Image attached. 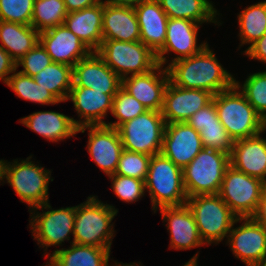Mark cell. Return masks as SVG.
<instances>
[{"mask_svg": "<svg viewBox=\"0 0 266 266\" xmlns=\"http://www.w3.org/2000/svg\"><path fill=\"white\" fill-rule=\"evenodd\" d=\"M167 71L175 86L205 90L213 96L235 84V77L218 62L208 44L195 55L172 62Z\"/></svg>", "mask_w": 266, "mask_h": 266, "instance_id": "cell-1", "label": "cell"}, {"mask_svg": "<svg viewBox=\"0 0 266 266\" xmlns=\"http://www.w3.org/2000/svg\"><path fill=\"white\" fill-rule=\"evenodd\" d=\"M117 213L114 206L101 202L94 195L88 196L85 202L75 206L72 243L111 248L115 234L112 220Z\"/></svg>", "mask_w": 266, "mask_h": 266, "instance_id": "cell-2", "label": "cell"}, {"mask_svg": "<svg viewBox=\"0 0 266 266\" xmlns=\"http://www.w3.org/2000/svg\"><path fill=\"white\" fill-rule=\"evenodd\" d=\"M218 118L233 141L263 132L262 117L234 84L213 96Z\"/></svg>", "mask_w": 266, "mask_h": 266, "instance_id": "cell-3", "label": "cell"}, {"mask_svg": "<svg viewBox=\"0 0 266 266\" xmlns=\"http://www.w3.org/2000/svg\"><path fill=\"white\" fill-rule=\"evenodd\" d=\"M145 190L149 192L154 213L161 207L186 204L183 170L162 153L151 156Z\"/></svg>", "mask_w": 266, "mask_h": 266, "instance_id": "cell-4", "label": "cell"}, {"mask_svg": "<svg viewBox=\"0 0 266 266\" xmlns=\"http://www.w3.org/2000/svg\"><path fill=\"white\" fill-rule=\"evenodd\" d=\"M31 158L32 155L21 162L18 159L13 162H1V181L6 179L21 202L29 205V210L49 201L48 186L49 181H53L51 170L34 164Z\"/></svg>", "mask_w": 266, "mask_h": 266, "instance_id": "cell-5", "label": "cell"}, {"mask_svg": "<svg viewBox=\"0 0 266 266\" xmlns=\"http://www.w3.org/2000/svg\"><path fill=\"white\" fill-rule=\"evenodd\" d=\"M230 154L203 148L183 170V183L188 197L218 194Z\"/></svg>", "mask_w": 266, "mask_h": 266, "instance_id": "cell-6", "label": "cell"}, {"mask_svg": "<svg viewBox=\"0 0 266 266\" xmlns=\"http://www.w3.org/2000/svg\"><path fill=\"white\" fill-rule=\"evenodd\" d=\"M186 205L194 215L205 245L223 241L238 218L218 194L188 197Z\"/></svg>", "mask_w": 266, "mask_h": 266, "instance_id": "cell-7", "label": "cell"}, {"mask_svg": "<svg viewBox=\"0 0 266 266\" xmlns=\"http://www.w3.org/2000/svg\"><path fill=\"white\" fill-rule=\"evenodd\" d=\"M96 53L121 79L146 73L158 65L156 54L141 41L102 40Z\"/></svg>", "mask_w": 266, "mask_h": 266, "instance_id": "cell-8", "label": "cell"}, {"mask_svg": "<svg viewBox=\"0 0 266 266\" xmlns=\"http://www.w3.org/2000/svg\"><path fill=\"white\" fill-rule=\"evenodd\" d=\"M165 126L161 111L147 110L116 129L123 149L153 156L161 153Z\"/></svg>", "mask_w": 266, "mask_h": 266, "instance_id": "cell-9", "label": "cell"}, {"mask_svg": "<svg viewBox=\"0 0 266 266\" xmlns=\"http://www.w3.org/2000/svg\"><path fill=\"white\" fill-rule=\"evenodd\" d=\"M266 188L265 182L234 169H226L218 195L238 218L252 217Z\"/></svg>", "mask_w": 266, "mask_h": 266, "instance_id": "cell-10", "label": "cell"}, {"mask_svg": "<svg viewBox=\"0 0 266 266\" xmlns=\"http://www.w3.org/2000/svg\"><path fill=\"white\" fill-rule=\"evenodd\" d=\"M44 209L43 213L37 210ZM30 227L32 236L38 241V245L44 248V253L49 246H59L65 240H70L69 235L74 231L75 206L60 209H52L49 201L44 205L30 210ZM33 211V212H32ZM37 212V213H36ZM46 248V249H45Z\"/></svg>", "mask_w": 266, "mask_h": 266, "instance_id": "cell-11", "label": "cell"}, {"mask_svg": "<svg viewBox=\"0 0 266 266\" xmlns=\"http://www.w3.org/2000/svg\"><path fill=\"white\" fill-rule=\"evenodd\" d=\"M227 238L232 253L247 266L266 261V228L252 217L237 218Z\"/></svg>", "mask_w": 266, "mask_h": 266, "instance_id": "cell-12", "label": "cell"}, {"mask_svg": "<svg viewBox=\"0 0 266 266\" xmlns=\"http://www.w3.org/2000/svg\"><path fill=\"white\" fill-rule=\"evenodd\" d=\"M87 129V150L91 159L107 176L113 175L123 151L117 129L107 125H86L79 127L77 133H84Z\"/></svg>", "mask_w": 266, "mask_h": 266, "instance_id": "cell-13", "label": "cell"}, {"mask_svg": "<svg viewBox=\"0 0 266 266\" xmlns=\"http://www.w3.org/2000/svg\"><path fill=\"white\" fill-rule=\"evenodd\" d=\"M201 24L188 19L169 18L166 27V40L163 48L156 54L158 64L168 63L166 54L173 52L177 56L166 66V68L177 60L188 58L200 52L207 42L200 45L197 43V35Z\"/></svg>", "mask_w": 266, "mask_h": 266, "instance_id": "cell-14", "label": "cell"}, {"mask_svg": "<svg viewBox=\"0 0 266 266\" xmlns=\"http://www.w3.org/2000/svg\"><path fill=\"white\" fill-rule=\"evenodd\" d=\"M199 132L187 122L166 124L161 153L184 169L203 149Z\"/></svg>", "mask_w": 266, "mask_h": 266, "instance_id": "cell-15", "label": "cell"}, {"mask_svg": "<svg viewBox=\"0 0 266 266\" xmlns=\"http://www.w3.org/2000/svg\"><path fill=\"white\" fill-rule=\"evenodd\" d=\"M213 95L201 89H185L168 82L162 116L166 124L186 122L195 112L212 101Z\"/></svg>", "mask_w": 266, "mask_h": 266, "instance_id": "cell-16", "label": "cell"}, {"mask_svg": "<svg viewBox=\"0 0 266 266\" xmlns=\"http://www.w3.org/2000/svg\"><path fill=\"white\" fill-rule=\"evenodd\" d=\"M169 82L167 68L158 64L154 69L122 79V88L148 110L162 111L164 92Z\"/></svg>", "mask_w": 266, "mask_h": 266, "instance_id": "cell-17", "label": "cell"}, {"mask_svg": "<svg viewBox=\"0 0 266 266\" xmlns=\"http://www.w3.org/2000/svg\"><path fill=\"white\" fill-rule=\"evenodd\" d=\"M72 87H85L105 94H116L122 87V79L96 52H91L73 66Z\"/></svg>", "mask_w": 266, "mask_h": 266, "instance_id": "cell-18", "label": "cell"}, {"mask_svg": "<svg viewBox=\"0 0 266 266\" xmlns=\"http://www.w3.org/2000/svg\"><path fill=\"white\" fill-rule=\"evenodd\" d=\"M39 42L53 62L72 67L92 52L64 24L40 32Z\"/></svg>", "mask_w": 266, "mask_h": 266, "instance_id": "cell-19", "label": "cell"}, {"mask_svg": "<svg viewBox=\"0 0 266 266\" xmlns=\"http://www.w3.org/2000/svg\"><path fill=\"white\" fill-rule=\"evenodd\" d=\"M162 220L167 222V230L170 232V249L188 250L202 246V241L194 215L185 204L159 208Z\"/></svg>", "mask_w": 266, "mask_h": 266, "instance_id": "cell-20", "label": "cell"}, {"mask_svg": "<svg viewBox=\"0 0 266 266\" xmlns=\"http://www.w3.org/2000/svg\"><path fill=\"white\" fill-rule=\"evenodd\" d=\"M116 94H105L102 91L85 87H71L68 100L74 104L79 120H73L79 128L86 125H106L103 121L112 111L113 97Z\"/></svg>", "mask_w": 266, "mask_h": 266, "instance_id": "cell-21", "label": "cell"}, {"mask_svg": "<svg viewBox=\"0 0 266 266\" xmlns=\"http://www.w3.org/2000/svg\"><path fill=\"white\" fill-rule=\"evenodd\" d=\"M262 133L234 141L230 165L266 184V139L261 137Z\"/></svg>", "mask_w": 266, "mask_h": 266, "instance_id": "cell-22", "label": "cell"}, {"mask_svg": "<svg viewBox=\"0 0 266 266\" xmlns=\"http://www.w3.org/2000/svg\"><path fill=\"white\" fill-rule=\"evenodd\" d=\"M134 10L140 27V41L157 54L166 40L168 16L158 0H145Z\"/></svg>", "mask_w": 266, "mask_h": 266, "instance_id": "cell-23", "label": "cell"}, {"mask_svg": "<svg viewBox=\"0 0 266 266\" xmlns=\"http://www.w3.org/2000/svg\"><path fill=\"white\" fill-rule=\"evenodd\" d=\"M102 40L140 41V27L133 7L103 2Z\"/></svg>", "mask_w": 266, "mask_h": 266, "instance_id": "cell-24", "label": "cell"}, {"mask_svg": "<svg viewBox=\"0 0 266 266\" xmlns=\"http://www.w3.org/2000/svg\"><path fill=\"white\" fill-rule=\"evenodd\" d=\"M103 0L96 5L79 11L69 12L64 25L92 51L102 43Z\"/></svg>", "mask_w": 266, "mask_h": 266, "instance_id": "cell-25", "label": "cell"}, {"mask_svg": "<svg viewBox=\"0 0 266 266\" xmlns=\"http://www.w3.org/2000/svg\"><path fill=\"white\" fill-rule=\"evenodd\" d=\"M74 118L55 111L34 112L20 119V123L43 136L48 141L58 142L76 136L78 127Z\"/></svg>", "mask_w": 266, "mask_h": 266, "instance_id": "cell-26", "label": "cell"}, {"mask_svg": "<svg viewBox=\"0 0 266 266\" xmlns=\"http://www.w3.org/2000/svg\"><path fill=\"white\" fill-rule=\"evenodd\" d=\"M66 249H57L52 254L45 253L53 266H109L111 248L79 245L70 242Z\"/></svg>", "mask_w": 266, "mask_h": 266, "instance_id": "cell-27", "label": "cell"}, {"mask_svg": "<svg viewBox=\"0 0 266 266\" xmlns=\"http://www.w3.org/2000/svg\"><path fill=\"white\" fill-rule=\"evenodd\" d=\"M39 34L31 25L0 20V46L16 62L37 45Z\"/></svg>", "mask_w": 266, "mask_h": 266, "instance_id": "cell-28", "label": "cell"}, {"mask_svg": "<svg viewBox=\"0 0 266 266\" xmlns=\"http://www.w3.org/2000/svg\"><path fill=\"white\" fill-rule=\"evenodd\" d=\"M168 18L188 19L203 24L205 22L220 25L219 13L210 0H158Z\"/></svg>", "mask_w": 266, "mask_h": 266, "instance_id": "cell-29", "label": "cell"}, {"mask_svg": "<svg viewBox=\"0 0 266 266\" xmlns=\"http://www.w3.org/2000/svg\"><path fill=\"white\" fill-rule=\"evenodd\" d=\"M33 78L37 84L49 90L60 102H65L73 85V67L52 62Z\"/></svg>", "mask_w": 266, "mask_h": 266, "instance_id": "cell-30", "label": "cell"}, {"mask_svg": "<svg viewBox=\"0 0 266 266\" xmlns=\"http://www.w3.org/2000/svg\"><path fill=\"white\" fill-rule=\"evenodd\" d=\"M241 45L249 47L266 33V1L250 5L238 14Z\"/></svg>", "mask_w": 266, "mask_h": 266, "instance_id": "cell-31", "label": "cell"}, {"mask_svg": "<svg viewBox=\"0 0 266 266\" xmlns=\"http://www.w3.org/2000/svg\"><path fill=\"white\" fill-rule=\"evenodd\" d=\"M6 85L15 92L18 98L40 103L41 105H55L60 101L47 89L36 83L33 77L20 71H14L8 78Z\"/></svg>", "mask_w": 266, "mask_h": 266, "instance_id": "cell-32", "label": "cell"}, {"mask_svg": "<svg viewBox=\"0 0 266 266\" xmlns=\"http://www.w3.org/2000/svg\"><path fill=\"white\" fill-rule=\"evenodd\" d=\"M67 15L63 0H34L31 26L40 33L63 25Z\"/></svg>", "mask_w": 266, "mask_h": 266, "instance_id": "cell-33", "label": "cell"}, {"mask_svg": "<svg viewBox=\"0 0 266 266\" xmlns=\"http://www.w3.org/2000/svg\"><path fill=\"white\" fill-rule=\"evenodd\" d=\"M235 85L263 118L266 115V71L249 74L243 85L235 79Z\"/></svg>", "mask_w": 266, "mask_h": 266, "instance_id": "cell-34", "label": "cell"}, {"mask_svg": "<svg viewBox=\"0 0 266 266\" xmlns=\"http://www.w3.org/2000/svg\"><path fill=\"white\" fill-rule=\"evenodd\" d=\"M148 109L122 87L113 97L111 114L117 119L115 122L106 123L107 126L117 128L119 125L130 121Z\"/></svg>", "mask_w": 266, "mask_h": 266, "instance_id": "cell-35", "label": "cell"}, {"mask_svg": "<svg viewBox=\"0 0 266 266\" xmlns=\"http://www.w3.org/2000/svg\"><path fill=\"white\" fill-rule=\"evenodd\" d=\"M151 156L123 149L118 161L116 172L139 180H146Z\"/></svg>", "mask_w": 266, "mask_h": 266, "instance_id": "cell-36", "label": "cell"}, {"mask_svg": "<svg viewBox=\"0 0 266 266\" xmlns=\"http://www.w3.org/2000/svg\"><path fill=\"white\" fill-rule=\"evenodd\" d=\"M34 0H0V20L31 25Z\"/></svg>", "mask_w": 266, "mask_h": 266, "instance_id": "cell-37", "label": "cell"}, {"mask_svg": "<svg viewBox=\"0 0 266 266\" xmlns=\"http://www.w3.org/2000/svg\"><path fill=\"white\" fill-rule=\"evenodd\" d=\"M112 181V188L116 197L124 202H137L144 196L145 181L136 178L113 174L108 176Z\"/></svg>", "mask_w": 266, "mask_h": 266, "instance_id": "cell-38", "label": "cell"}, {"mask_svg": "<svg viewBox=\"0 0 266 266\" xmlns=\"http://www.w3.org/2000/svg\"><path fill=\"white\" fill-rule=\"evenodd\" d=\"M199 134L204 148L231 154L234 141L223 125L204 126Z\"/></svg>", "mask_w": 266, "mask_h": 266, "instance_id": "cell-39", "label": "cell"}, {"mask_svg": "<svg viewBox=\"0 0 266 266\" xmlns=\"http://www.w3.org/2000/svg\"><path fill=\"white\" fill-rule=\"evenodd\" d=\"M52 62L50 55L46 52L41 43L38 42L33 49L28 51L16 62V65L17 68L20 65L23 66V70L20 71L21 73L33 77Z\"/></svg>", "mask_w": 266, "mask_h": 266, "instance_id": "cell-40", "label": "cell"}, {"mask_svg": "<svg viewBox=\"0 0 266 266\" xmlns=\"http://www.w3.org/2000/svg\"><path fill=\"white\" fill-rule=\"evenodd\" d=\"M186 122L197 132L204 126L222 125L213 100L204 108L195 112Z\"/></svg>", "mask_w": 266, "mask_h": 266, "instance_id": "cell-41", "label": "cell"}, {"mask_svg": "<svg viewBox=\"0 0 266 266\" xmlns=\"http://www.w3.org/2000/svg\"><path fill=\"white\" fill-rule=\"evenodd\" d=\"M15 70H17L16 61L0 46V80L6 84L11 76L9 74Z\"/></svg>", "mask_w": 266, "mask_h": 266, "instance_id": "cell-42", "label": "cell"}, {"mask_svg": "<svg viewBox=\"0 0 266 266\" xmlns=\"http://www.w3.org/2000/svg\"><path fill=\"white\" fill-rule=\"evenodd\" d=\"M250 59L266 63V33L244 51Z\"/></svg>", "mask_w": 266, "mask_h": 266, "instance_id": "cell-43", "label": "cell"}, {"mask_svg": "<svg viewBox=\"0 0 266 266\" xmlns=\"http://www.w3.org/2000/svg\"><path fill=\"white\" fill-rule=\"evenodd\" d=\"M67 12L79 11L85 8L92 7L101 0H63Z\"/></svg>", "mask_w": 266, "mask_h": 266, "instance_id": "cell-44", "label": "cell"}, {"mask_svg": "<svg viewBox=\"0 0 266 266\" xmlns=\"http://www.w3.org/2000/svg\"><path fill=\"white\" fill-rule=\"evenodd\" d=\"M252 218L266 228V188Z\"/></svg>", "mask_w": 266, "mask_h": 266, "instance_id": "cell-45", "label": "cell"}, {"mask_svg": "<svg viewBox=\"0 0 266 266\" xmlns=\"http://www.w3.org/2000/svg\"><path fill=\"white\" fill-rule=\"evenodd\" d=\"M145 0H105L104 3L117 6L133 7L139 6Z\"/></svg>", "mask_w": 266, "mask_h": 266, "instance_id": "cell-46", "label": "cell"}, {"mask_svg": "<svg viewBox=\"0 0 266 266\" xmlns=\"http://www.w3.org/2000/svg\"><path fill=\"white\" fill-rule=\"evenodd\" d=\"M199 257V253L194 254V256L187 262L185 263L183 266H197V259Z\"/></svg>", "mask_w": 266, "mask_h": 266, "instance_id": "cell-47", "label": "cell"}, {"mask_svg": "<svg viewBox=\"0 0 266 266\" xmlns=\"http://www.w3.org/2000/svg\"><path fill=\"white\" fill-rule=\"evenodd\" d=\"M113 266H139V265H138V263L137 264L136 263H132V264L131 263L130 264H127V263L125 264L124 263V264H122L121 262L120 263H118V262L116 263V261H115V265L113 264ZM140 266H142V264Z\"/></svg>", "mask_w": 266, "mask_h": 266, "instance_id": "cell-48", "label": "cell"}, {"mask_svg": "<svg viewBox=\"0 0 266 266\" xmlns=\"http://www.w3.org/2000/svg\"><path fill=\"white\" fill-rule=\"evenodd\" d=\"M262 128L263 132L266 131V115L262 118Z\"/></svg>", "mask_w": 266, "mask_h": 266, "instance_id": "cell-49", "label": "cell"}, {"mask_svg": "<svg viewBox=\"0 0 266 266\" xmlns=\"http://www.w3.org/2000/svg\"><path fill=\"white\" fill-rule=\"evenodd\" d=\"M251 266H266V261H262L260 263H257V264L251 265Z\"/></svg>", "mask_w": 266, "mask_h": 266, "instance_id": "cell-50", "label": "cell"}, {"mask_svg": "<svg viewBox=\"0 0 266 266\" xmlns=\"http://www.w3.org/2000/svg\"><path fill=\"white\" fill-rule=\"evenodd\" d=\"M45 266H53V265L50 261H48Z\"/></svg>", "mask_w": 266, "mask_h": 266, "instance_id": "cell-51", "label": "cell"}, {"mask_svg": "<svg viewBox=\"0 0 266 266\" xmlns=\"http://www.w3.org/2000/svg\"><path fill=\"white\" fill-rule=\"evenodd\" d=\"M1 162H2V159L0 160V181H1Z\"/></svg>", "mask_w": 266, "mask_h": 266, "instance_id": "cell-52", "label": "cell"}]
</instances>
